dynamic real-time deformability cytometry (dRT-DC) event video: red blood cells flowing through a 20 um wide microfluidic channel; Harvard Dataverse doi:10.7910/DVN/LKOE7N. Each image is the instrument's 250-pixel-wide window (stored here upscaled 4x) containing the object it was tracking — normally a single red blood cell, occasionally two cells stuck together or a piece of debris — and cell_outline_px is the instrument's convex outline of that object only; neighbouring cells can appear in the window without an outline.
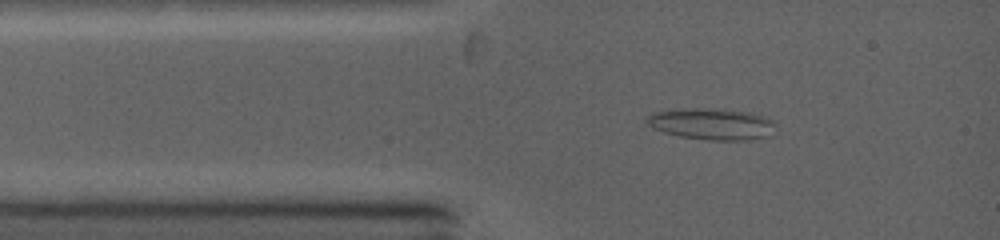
{"species": "common noctule bat (a hibernating species)", "species_latin": "Nyctalus noctula", "temperature_condition": "warm", "stored_images_in_passage": 75, "segment_of_instrument_passage": [1, 2], "camera_frame_rate_fps": 5000, "um_per_image_px": 0.085, "animal": {"sex": "female", "body_mass_g": 19.0, "forearm_length_mm": 53.3}, "frame": {"image": 1, "passage_image": 6, "time_ms": 1.4, "image_size_px": [1000, 240], "cell_outline_px": [[776, 124], [772, 136], [748, 140], [708, 140], [680, 136], [664, 132], [652, 128], [644, 120], [652, 112], [680, 108], [724, 108], [748, 112], [764, 116], [772, 120]], "centroid_in_image_um": [60.52, 10.52], "position_along_channel_um": 24.5, "area_um2": 24.1}}
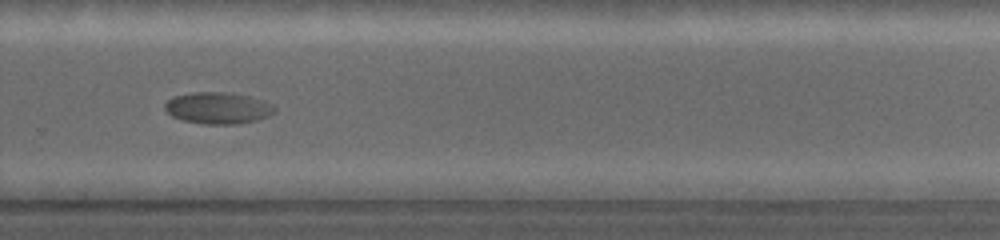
{"frame": {"image": 2, "passage_image": 35, "time_ms": 8.8, "image_size_px": [1000, 240], "cell_outline_px": [[276, 112], [260, 120], [236, 124], [204, 124], [184, 120], [172, 116], [164, 108], [164, 104], [168, 100], [176, 96], [196, 92], [220, 92], [248, 96], [272, 104], [276, 108]], "centroid_in_image_um": [18.55, 9.2], "position_along_channel_um": 311.2, "area_um2": 20.0}}
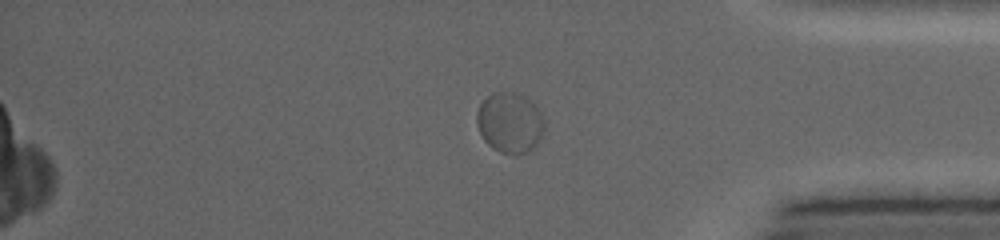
{"frame": {"image": 3, "passage_image": 50, "time_ms": 11.2, "image_size_px": [1000, 240], "cell_outline_px": [[544, 132], [540, 140], [528, 152], [516, 156], [500, 152], [492, 148], [484, 140], [476, 124], [476, 112], [480, 104], [492, 92], [516, 92], [524, 96], [540, 112], [544, 124]], "centroid_in_image_um": [43.32, 10.45], "position_along_channel_um": 391.9, "area_um2": 23.93}}